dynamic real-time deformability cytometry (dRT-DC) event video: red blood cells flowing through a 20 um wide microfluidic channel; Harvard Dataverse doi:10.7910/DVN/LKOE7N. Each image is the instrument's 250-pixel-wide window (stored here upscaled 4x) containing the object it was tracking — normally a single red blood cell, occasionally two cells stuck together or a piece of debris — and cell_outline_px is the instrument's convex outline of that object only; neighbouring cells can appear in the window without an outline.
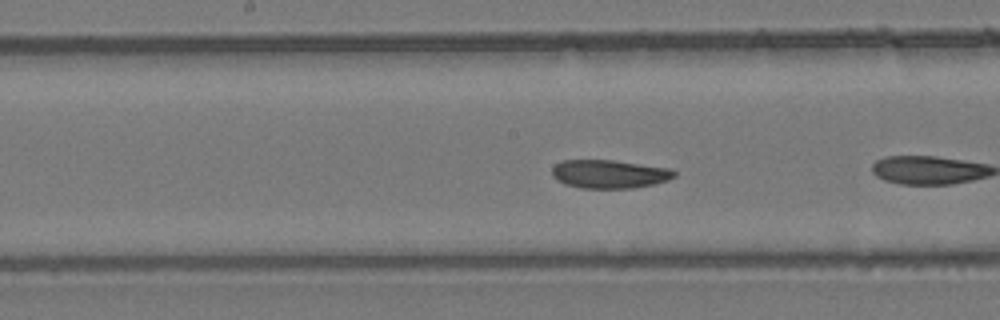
{"species": "common noctule bat (a hibernating species)", "species_latin": "Nyctalus noctula", "temperature_condition": "room temperature", "stored_images_in_passage": 14, "camera_frame_rate_fps": 3000, "um_per_image_px": 0.085, "animal": {"sex": "female", "body_mass_g": 24.6, "forearm_length_mm": 56.2}, "frame": {"image": 1, "passage_image": 10, "time_ms": 3.0, "image_size_px": [1000, 320], "cell_outline_px": [[676, 176], [668, 180], [652, 184], [632, 188], [580, 188], [564, 184], [556, 180], [552, 176], [552, 168], [556, 164], [564, 160], [612, 160], [672, 168], [676, 172]], "centroid_in_image_um": [51.79, 14.79], "position_along_channel_um": 196.4, "area_um2": 20.35}}